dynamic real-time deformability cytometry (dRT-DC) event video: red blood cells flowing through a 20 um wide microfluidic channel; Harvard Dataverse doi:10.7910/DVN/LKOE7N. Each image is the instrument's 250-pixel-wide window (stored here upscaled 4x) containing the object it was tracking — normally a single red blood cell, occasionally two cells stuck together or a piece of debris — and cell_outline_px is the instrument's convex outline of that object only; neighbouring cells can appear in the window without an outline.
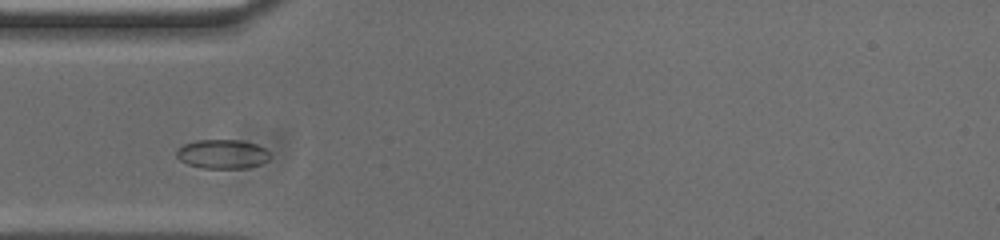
{"species": "common noctule bat (a hibernating species)", "species_latin": "Nyctalus noctula", "temperature_condition": "cold", "stored_images_in_passage": 38, "camera_frame_rate_fps": 3000, "um_per_image_px": 0.085, "animal": {"sex": "male", "body_mass_g": 20.0, "forearm_length_mm": 53.3}, "frame": {"image": 1, "passage_image": 6, "time_ms": 1.667, "image_size_px": [1000, 240], "cell_outline_px": [[272, 156], [268, 160], [260, 164], [244, 168], [204, 168], [188, 164], [180, 160], [176, 156], [176, 148], [184, 144], [196, 140], [240, 140], [256, 144], [264, 148]], "centroid_in_image_um": [18.89, 13.09], "position_along_channel_um": 66.1, "area_um2": 15.9}}
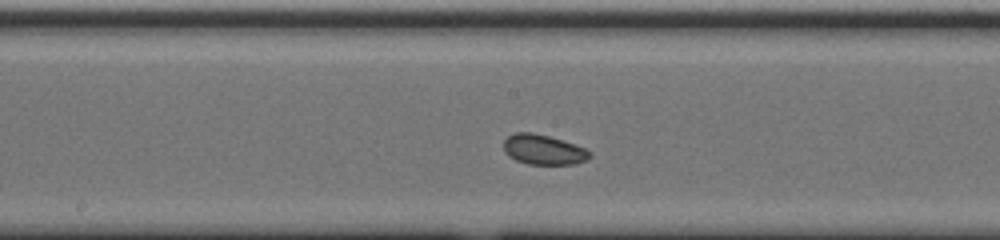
{"frame": {"image": 2, "passage_image": 17, "time_ms": 5.333, "image_size_px": [1000, 240], "cell_outline_px": [[592, 156], [588, 160], [576, 164], [528, 164], [516, 160], [508, 156], [504, 152], [504, 140], [508, 136], [516, 132], [532, 132], [548, 136], [584, 148], [592, 152]], "centroid_in_image_um": [46.19, 12.73], "position_along_channel_um": 202.0, "area_um2": 15.03}}
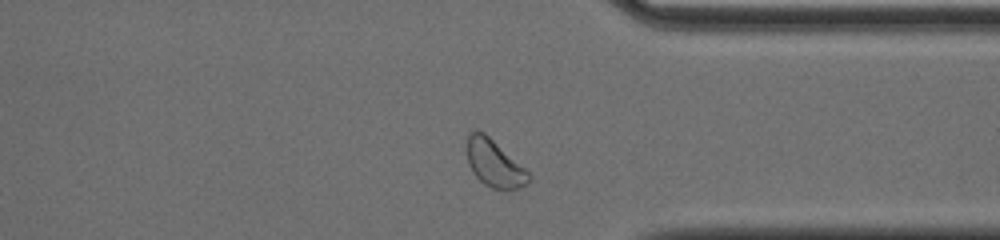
{"frame": {"image": 3, "passage_image": 31, "time_ms": 10.0, "image_size_px": [1000, 240], "cell_outline_px": [[532, 180], [528, 184], [520, 188], [504, 192], [492, 188], [484, 184], [472, 172], [468, 164], [464, 148], [468, 136], [476, 128], [484, 132], [524, 168], [532, 176]], "centroid_in_image_um": [42.0, 13.92], "position_along_channel_um": 369.4, "area_um2": 17.46}, "authors_computed_cell_mechanics": {"area_um2": 15.5193, "velocity_mm_per_s": 3.6933, "shape_relaxation_time_tau1_ms": null, "shape_relaxation_time_tau2_ms": 1.6967, "deformation_change_tau1": null, "deformation_change_tau2": 0.0557}}